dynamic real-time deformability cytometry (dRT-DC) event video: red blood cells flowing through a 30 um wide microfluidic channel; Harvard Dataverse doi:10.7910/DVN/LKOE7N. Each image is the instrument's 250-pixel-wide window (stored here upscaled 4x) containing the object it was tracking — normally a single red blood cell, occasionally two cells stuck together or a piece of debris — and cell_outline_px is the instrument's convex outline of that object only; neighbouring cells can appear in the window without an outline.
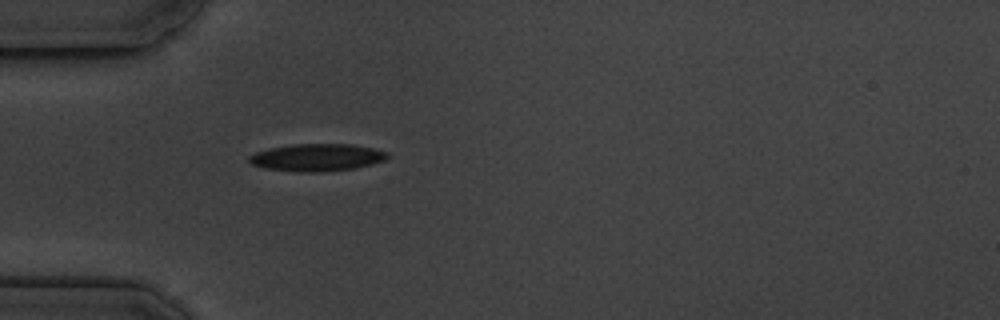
{"species": "common noctule bat (a hibernating species)", "species_latin": "Nyctalus noctula", "temperature_condition": "cold", "stored_images_in_passage": 1, "camera_frame_rate_fps": 3000, "um_per_image_px": 0.085, "animal": {"sex": "male", "body_mass_g": 19.5, "forearm_length_mm": 54.6}, "frame": {"image": 1, "passage_image": 1, "time_ms": 0.0, "image_size_px": [1000, 320], "cell_outline_px": [[388, 156], [384, 160], [372, 164], [356, 168], [324, 172], [300, 172], [264, 168], [252, 164], [248, 160], [248, 156], [256, 152], [268, 148], [292, 144], [352, 144], [372, 148], [388, 152]], "centroid_in_image_um": [26.93, 13.38], "position_along_channel_um": 58.1, "area_um2": 22.14}}